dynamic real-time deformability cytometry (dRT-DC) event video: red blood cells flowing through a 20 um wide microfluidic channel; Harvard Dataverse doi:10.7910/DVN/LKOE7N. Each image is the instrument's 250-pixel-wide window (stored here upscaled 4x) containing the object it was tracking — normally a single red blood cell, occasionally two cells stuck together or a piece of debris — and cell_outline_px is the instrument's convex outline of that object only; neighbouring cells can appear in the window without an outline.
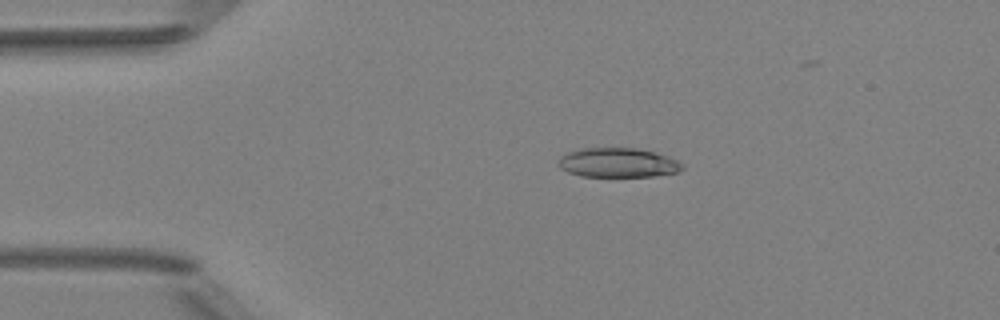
{"species": "Egyptian fruit bat (a non-hibernating species)", "species_latin": "Rousettus aegyptiacus", "temperature_condition": "room temperature", "stored_images_in_passage": 3, "camera_frame_rate_fps": 3000, "um_per_image_px": 0.085, "animal": {"sex": "female"}, "frame": {"image": 1, "passage_image": 2, "time_ms": 1.333, "image_size_px": [1000, 320], "cell_outline_px": [[684, 168], [680, 172], [652, 176], [580, 176], [568, 172], [560, 168], [556, 164], [556, 160], [560, 156], [568, 152], [580, 148], [636, 148], [668, 156], [684, 164]], "centroid_in_image_um": [52.49, 13.83], "position_along_channel_um": 32.5, "area_um2": 21.39}}